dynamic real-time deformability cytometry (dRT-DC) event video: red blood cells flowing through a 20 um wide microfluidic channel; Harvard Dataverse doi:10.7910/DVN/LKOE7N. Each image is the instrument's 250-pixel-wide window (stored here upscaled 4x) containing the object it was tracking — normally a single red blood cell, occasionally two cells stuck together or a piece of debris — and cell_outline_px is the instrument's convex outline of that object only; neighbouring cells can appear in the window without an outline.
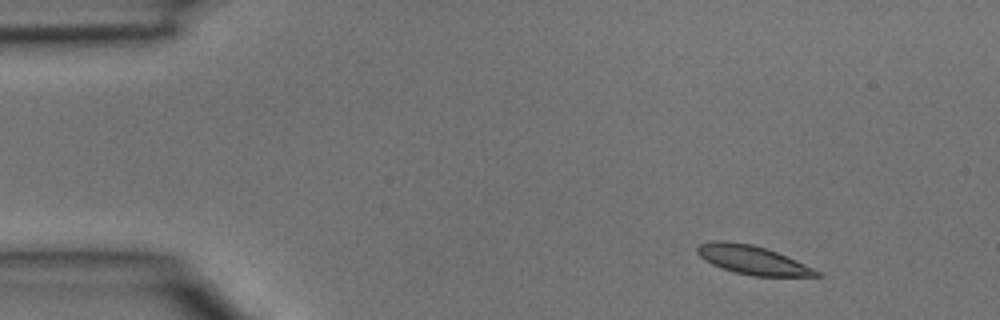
{"species": "common noctule bat (a hibernating species)", "species_latin": "Nyctalus noctula", "temperature_condition": "room temperature", "stored_images_in_passage": 3, "camera_frame_rate_fps": 3000, "um_per_image_px": 0.085, "animal": {"sex": "male", "body_mass_g": 15.6}, "frame": {"image": 1, "passage_image": 2, "time_ms": 0.333, "image_size_px": [1000, 320], "cell_outline_px": [[824, 276], [752, 276], [736, 272], [712, 264], [704, 260], [696, 252], [696, 248], [700, 244], [712, 240], [724, 240], [752, 244], [776, 252], [796, 260], [820, 272]], "centroid_in_image_um": [63.93, 22.08], "position_along_channel_um": 21.1, "area_um2": 19.77}}